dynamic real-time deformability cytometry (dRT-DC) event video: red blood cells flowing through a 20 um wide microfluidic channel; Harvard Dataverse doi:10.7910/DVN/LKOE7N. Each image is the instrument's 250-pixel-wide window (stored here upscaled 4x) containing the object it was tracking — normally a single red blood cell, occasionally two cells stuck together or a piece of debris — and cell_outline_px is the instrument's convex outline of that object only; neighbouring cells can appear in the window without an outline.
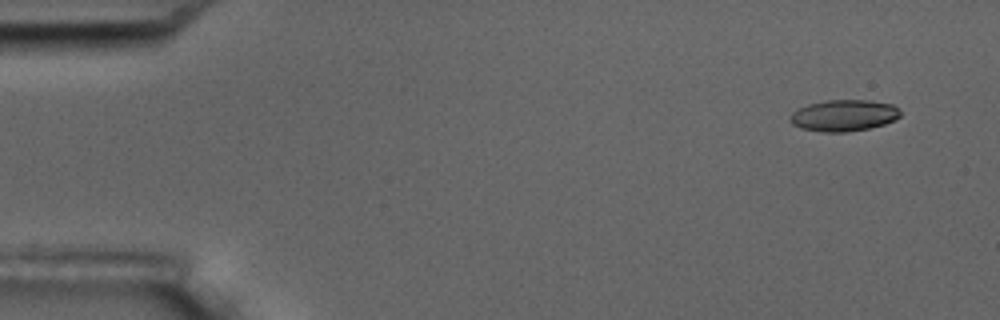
{"species": "common noctule bat (a hibernating species)", "species_latin": "Nyctalus noctula", "temperature_condition": "room temperature", "stored_images_in_passage": 5, "camera_frame_rate_fps": 3000, "um_per_image_px": 0.085, "animal": {"sex": "male", "body_mass_g": 17.5, "forearm_length_mm": 52.3}, "frame": {"image": 1, "passage_image": 1, "time_ms": 0.0, "image_size_px": [1000, 320], "cell_outline_px": [[900, 116], [896, 120], [884, 124], [868, 128], [848, 132], [824, 132], [800, 128], [792, 124], [792, 112], [808, 104], [824, 100], [868, 100], [892, 104], [900, 108]], "centroid_in_image_um": [71.77, 9.81], "position_along_channel_um": 13.2, "area_um2": 20.17}}
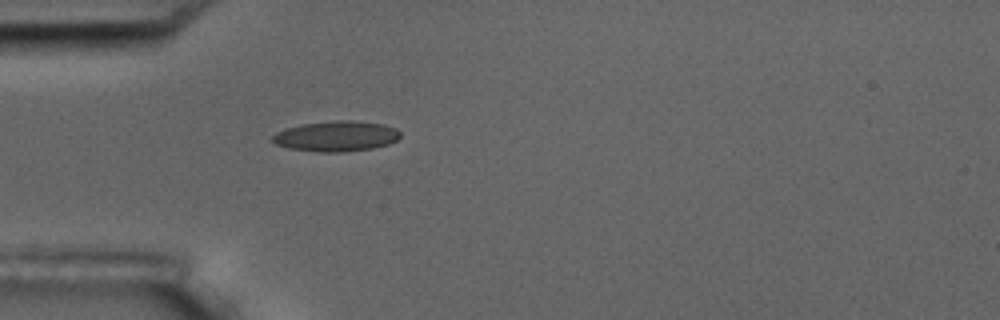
{"frame": {"image": 2, "passage_image": 5, "time_ms": 4.333, "image_size_px": [1000, 320], "cell_outline_px": [[400, 136], [396, 140], [388, 144], [372, 148], [344, 152], [316, 152], [288, 148], [276, 144], [272, 140], [272, 136], [276, 132], [284, 128], [304, 124], [332, 120], [352, 120], [384, 124], [396, 128], [400, 132]], "centroid_in_image_um": [28.57, 11.57], "position_along_channel_um": 56.4, "area_um2": 22.77}}